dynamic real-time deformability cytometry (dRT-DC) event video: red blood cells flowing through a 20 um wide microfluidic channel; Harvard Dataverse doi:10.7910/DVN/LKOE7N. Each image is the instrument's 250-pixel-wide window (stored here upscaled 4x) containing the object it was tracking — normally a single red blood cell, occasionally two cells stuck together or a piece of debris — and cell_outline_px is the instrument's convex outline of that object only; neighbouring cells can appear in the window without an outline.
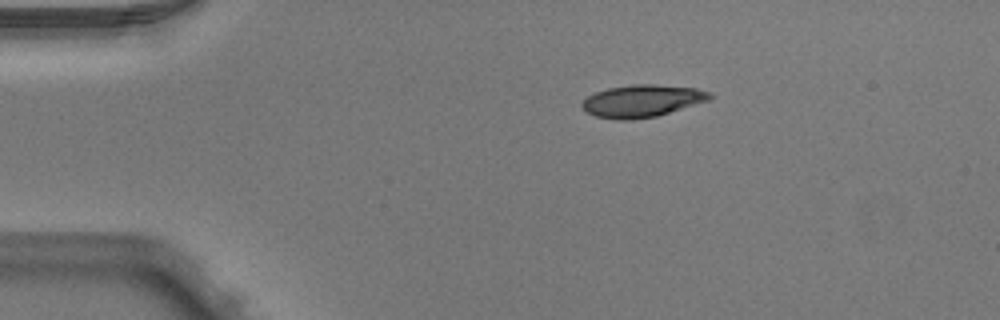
{"species": "Egyptian fruit bat (a non-hibernating species)", "species_latin": "Rousettus aegyptiacus", "temperature_condition": "warm", "stored_images_in_passage": 3, "camera_frame_rate_fps": 3000, "um_per_image_px": 0.085, "animal": {"sex": "male"}, "frame": {"image": 1, "passage_image": 1, "time_ms": 0.0, "image_size_px": [1000, 320], "cell_outline_px": [[712, 96], [708, 100], [656, 116], [628, 120], [620, 120], [596, 116], [588, 112], [580, 104], [588, 96], [596, 92], [608, 88], [632, 84], [652, 84], [696, 88], [708, 92]], "centroid_in_image_um": [54.55, 8.57], "position_along_channel_um": 30.5, "area_um2": 23.58}}
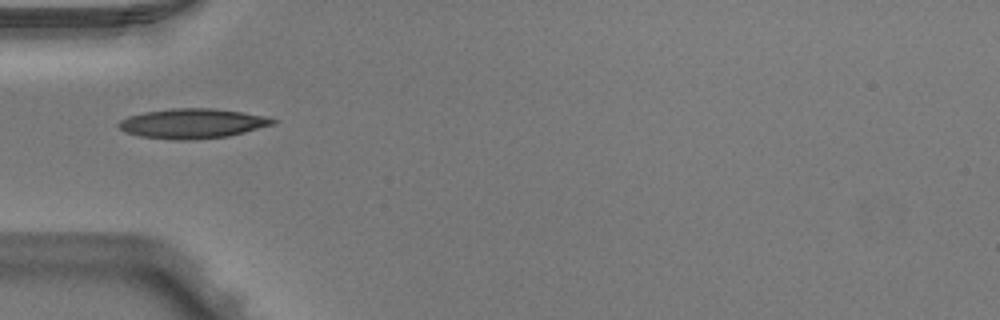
{"frame": {"image": 2, "passage_image": 3, "time_ms": 0.667, "image_size_px": [1000, 320], "cell_outline_px": [[276, 124], [228, 136], [192, 140], [176, 140], [140, 136], [124, 132], [116, 124], [120, 120], [128, 116], [144, 112], [172, 108], [212, 108], [244, 112], [268, 116], [276, 120]], "centroid_in_image_um": [16.37, 10.49], "position_along_channel_um": 68.6, "area_um2": 26.93}}